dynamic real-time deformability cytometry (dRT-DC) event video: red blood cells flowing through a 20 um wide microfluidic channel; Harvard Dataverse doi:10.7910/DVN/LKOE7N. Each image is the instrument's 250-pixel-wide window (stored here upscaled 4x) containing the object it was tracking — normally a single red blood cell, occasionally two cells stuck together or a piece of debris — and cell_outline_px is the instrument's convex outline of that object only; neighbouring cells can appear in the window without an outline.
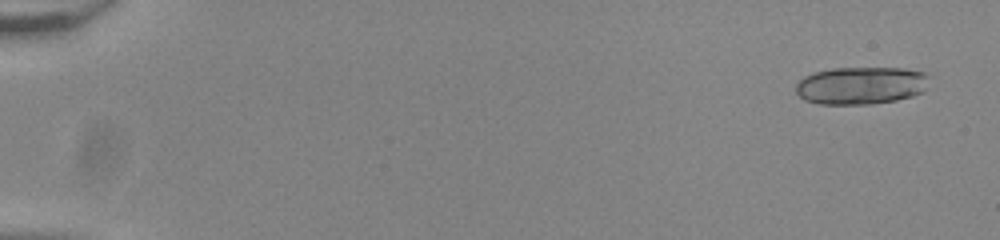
{"species": "common noctule bat (a hibernating species)", "species_latin": "Nyctalus noctula", "temperature_condition": "room temperature", "stored_images_in_passage": 22, "camera_frame_rate_fps": 3000, "um_per_image_px": 0.085, "animal": {"sex": "male", "body_mass_g": 20.0, "forearm_length_mm": 53.3}, "frame": {"image": 1, "passage_image": 3, "time_ms": 0.667, "image_size_px": [1000, 240], "cell_outline_px": [[928, 76], [924, 92], [912, 96], [896, 100], [872, 104], [820, 104], [804, 100], [796, 92], [796, 84], [804, 76], [812, 72], [832, 68], [904, 68], [924, 72]], "centroid_in_image_um": [73.17, 7.26], "position_along_channel_um": 11.8, "area_um2": 29.36}}